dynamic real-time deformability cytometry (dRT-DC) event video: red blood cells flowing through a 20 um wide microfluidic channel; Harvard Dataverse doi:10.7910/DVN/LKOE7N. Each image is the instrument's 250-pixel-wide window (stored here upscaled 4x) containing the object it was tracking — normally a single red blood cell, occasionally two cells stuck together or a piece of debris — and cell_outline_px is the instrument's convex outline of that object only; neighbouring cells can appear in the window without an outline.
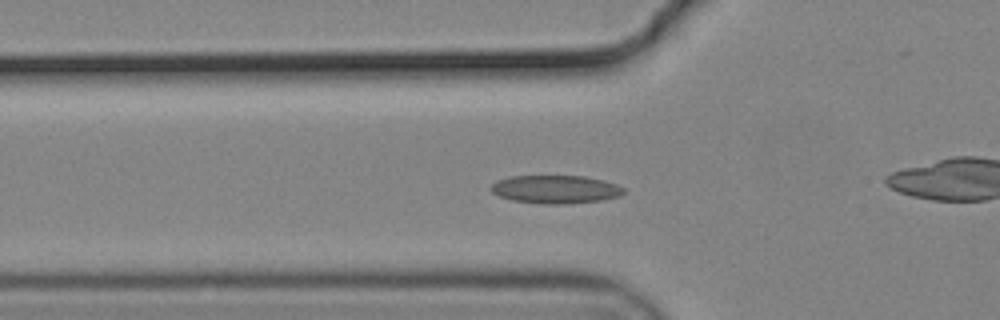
{"species": "common noctule bat (a hibernating species)", "species_latin": "Nyctalus noctula", "temperature_condition": "cold", "stored_images_in_passage": 49, "camera_frame_rate_fps": 3000, "um_per_image_px": 0.085, "animal": {"sex": "male", "body_mass_g": 19.2, "forearm_length_mm": 51.8}, "frame": {"image": 1, "passage_image": 12, "time_ms": 3.667, "image_size_px": [1000, 320], "cell_outline_px": [[624, 192], [620, 196], [600, 200], [564, 204], [544, 204], [512, 200], [500, 196], [492, 192], [488, 188], [496, 180], [508, 176], [584, 176], [604, 180], [616, 184], [624, 188]], "centroid_in_image_um": [47.19, 16.08], "position_along_channel_um": 78.6, "area_um2": 21.85}}
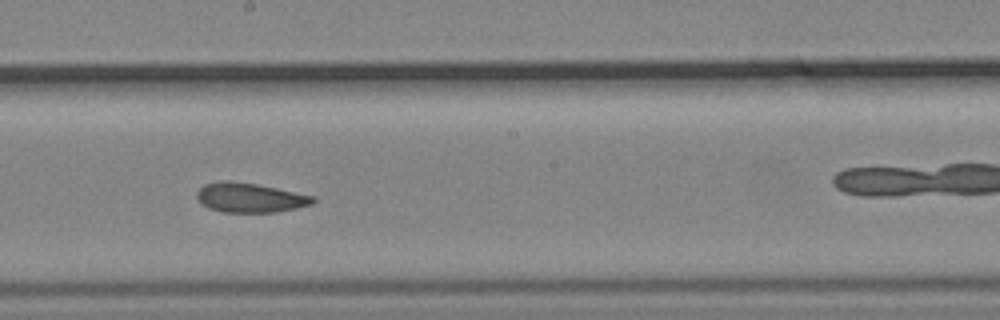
{"frame": {"image": 2, "passage_image": 24, "time_ms": 7.667, "image_size_px": [1000, 320], "cell_outline_px": [[316, 200], [312, 204], [296, 208], [276, 212], [224, 212], [208, 208], [196, 196], [196, 192], [204, 184], [224, 180], [228, 180], [256, 184], [316, 196]], "centroid_in_image_um": [21.27, 16.8], "position_along_channel_um": 226.9, "area_um2": 19.88}}
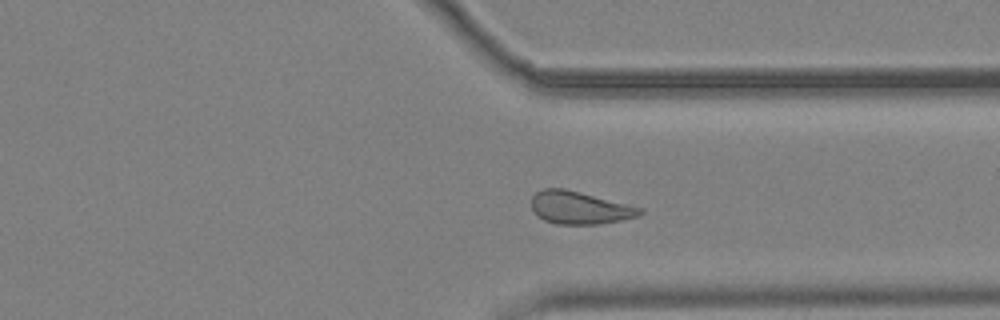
{"frame": {"image": 3, "passage_image": 35, "time_ms": 11.333, "image_size_px": [1000, 320], "cell_outline_px": [[644, 212], [636, 216], [620, 220], [600, 224], [556, 224], [544, 220], [536, 216], [532, 208], [532, 196], [536, 192], [544, 188], [564, 188], [644, 208]], "centroid_in_image_um": [49.25, 17.66], "position_along_channel_um": 362.2, "area_um2": 20.63}, "authors_computed_cell_mechanics": {"area_um2": 20.9236, "velocity_mm_per_s": 3.6837, "shape_relaxation_time_tau1_ms": null, "shape_relaxation_time_tau2_ms": 3.3157, "deformation_change_tau1": null, "deformation_change_tau2": 0.0989}}